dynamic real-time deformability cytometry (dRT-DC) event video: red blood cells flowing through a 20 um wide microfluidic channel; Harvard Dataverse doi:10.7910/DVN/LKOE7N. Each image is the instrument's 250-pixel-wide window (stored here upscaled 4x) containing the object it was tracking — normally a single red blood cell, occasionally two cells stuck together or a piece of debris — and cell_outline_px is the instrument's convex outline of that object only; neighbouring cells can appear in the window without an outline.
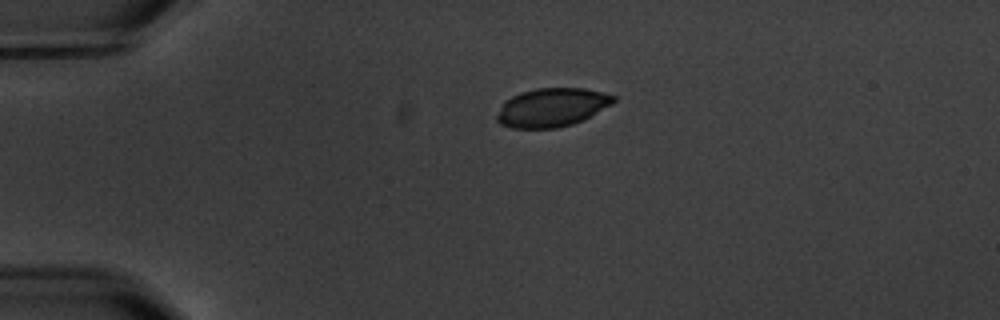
{"species": "common noctule bat (a hibernating species)", "species_latin": "Nyctalus noctula", "temperature_condition": "warm", "stored_images_in_passage": 5, "camera_frame_rate_fps": 3000, "um_per_image_px": 0.085, "animal": {"sex": "male", "body_mass_g": 20.1, "forearm_length_mm": 53.5}, "frame": {"image": 1, "passage_image": 1, "time_ms": 0.0, "image_size_px": [1000, 320], "cell_outline_px": [[616, 100], [612, 104], [572, 124], [556, 128], [512, 128], [500, 124], [496, 120], [496, 116], [504, 100], [520, 92], [536, 88], [584, 88], [604, 92], [616, 96]], "centroid_in_image_um": [46.88, 9.12], "position_along_channel_um": 38.1, "area_um2": 26.18}}
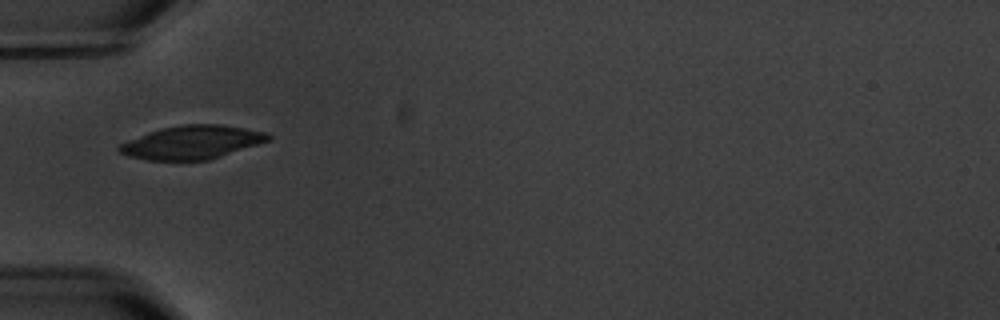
{"frame": {"image": 2, "passage_image": 2, "time_ms": 2.0, "image_size_px": [1000, 320], "cell_outline_px": [[272, 140], [208, 160], [148, 160], [128, 156], [120, 152], [116, 148], [120, 144], [128, 140], [148, 132], [160, 128], [184, 124], [220, 124], [244, 128], [264, 132], [272, 136]], "centroid_in_image_um": [16.32, 12.09], "position_along_channel_um": 68.7, "area_um2": 28.96}}